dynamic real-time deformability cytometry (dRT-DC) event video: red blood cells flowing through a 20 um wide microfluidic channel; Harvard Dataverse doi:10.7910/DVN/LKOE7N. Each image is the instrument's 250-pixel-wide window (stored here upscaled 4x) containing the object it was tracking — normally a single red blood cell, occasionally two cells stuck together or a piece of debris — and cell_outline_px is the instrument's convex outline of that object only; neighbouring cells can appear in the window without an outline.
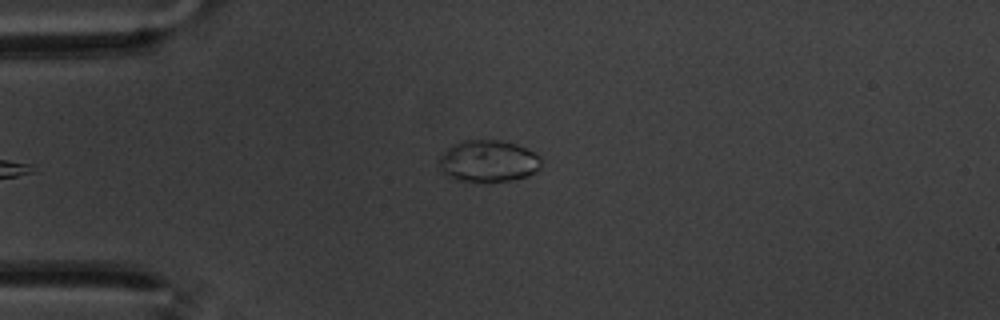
{"species": "common noctule bat (a hibernating species)", "species_latin": "Nyctalus noctula", "temperature_condition": "warm", "stored_images_in_passage": 36, "camera_frame_rate_fps": 3000, "um_per_image_px": 0.085, "animal": {"sex": "male", "body_mass_g": 20.1, "forearm_length_mm": 53.5}, "frame": {"image": 1, "passage_image": 1, "time_ms": 0.0, "image_size_px": [1000, 320], "cell_outline_px": [[540, 168], [528, 176], [512, 180], [452, 180], [440, 168], [440, 156], [452, 144], [460, 140], [500, 140], [516, 144], [540, 156]], "centroid_in_image_um": [41.49, 13.67], "position_along_channel_um": 43.5, "area_um2": 24.51}}
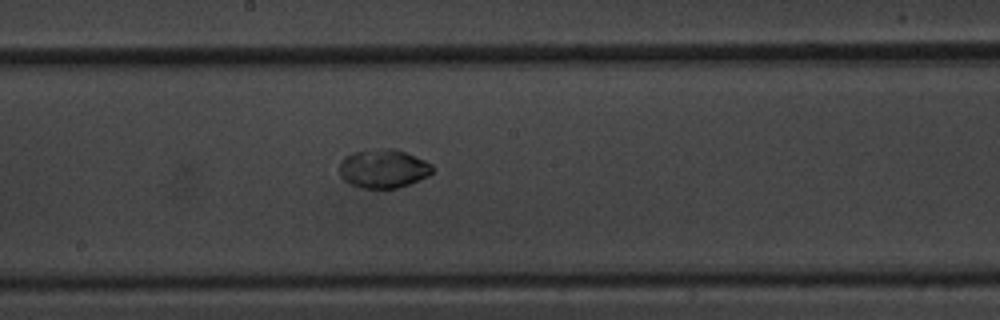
{"frame": {"image": 2, "passage_image": 18, "time_ms": 5.667, "image_size_px": [1000, 320], "cell_outline_px": [[432, 172], [428, 176], [408, 184], [396, 188], [364, 188], [352, 184], [344, 180], [340, 176], [340, 160], [344, 156], [356, 152], [388, 148], [392, 148], [404, 152], [424, 160], [432, 164]], "centroid_in_image_um": [32.57, 14.34], "position_along_channel_um": 215.6, "area_um2": 20.63}}
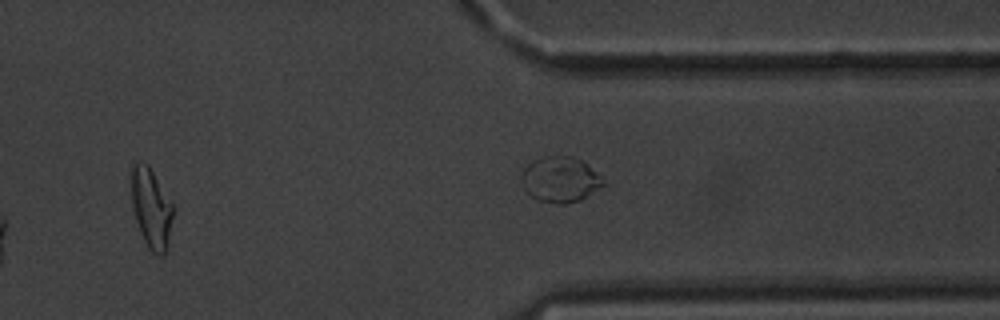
{"frame": {"image": 3, "passage_image": 31, "time_ms": 10.0, "image_size_px": [1000, 320], "cell_outline_px": [[176, 208], [164, 252], [160, 256], [152, 252], [148, 248], [140, 232], [136, 220], [132, 204], [132, 168], [136, 164], [148, 164]], "centroid_in_image_um": [12.89, 17.71], "position_along_channel_um": 398.5, "area_um2": 19.07}, "authors_computed_cell_mechanics": {"area_um2": 21.1548, "velocity_mm_per_s": 3.4272, "shape_relaxation_time_tau1_ms": 7.0158, "shape_relaxation_time_tau2_ms": null, "deformation_change_tau1": 0.1816, "deformation_change_tau2": null}}